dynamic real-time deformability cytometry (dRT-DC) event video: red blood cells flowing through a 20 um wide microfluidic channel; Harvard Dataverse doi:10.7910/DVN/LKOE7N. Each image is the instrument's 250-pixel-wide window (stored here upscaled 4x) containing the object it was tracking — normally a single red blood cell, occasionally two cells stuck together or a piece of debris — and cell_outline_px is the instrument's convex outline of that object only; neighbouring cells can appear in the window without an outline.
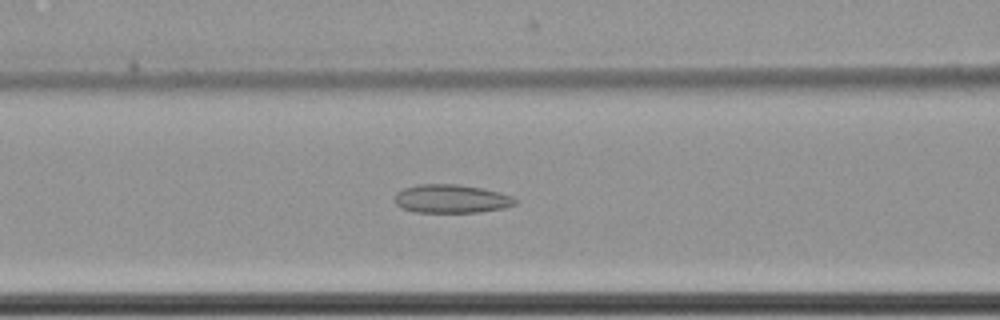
{"species": "common noctule bat (a hibernating species)", "species_latin": "Nyctalus noctula", "temperature_condition": "cold", "stored_images_in_passage": 62, "camera_frame_rate_fps": 3000, "um_per_image_px": 0.085, "animal": {"sex": "female", "body_mass_g": 22.7, "forearm_length_mm": 54.2}, "frame": {"image": 1, "passage_image": 28, "time_ms": 9.0, "image_size_px": [1000, 320], "cell_outline_px": [[516, 204], [504, 208], [480, 212], [416, 212], [400, 208], [396, 204], [396, 192], [404, 188], [420, 184], [456, 184], [480, 188], [500, 192], [512, 196], [516, 200]], "centroid_in_image_um": [38.36, 16.9], "position_along_channel_um": 128.2, "area_um2": 19.94}}
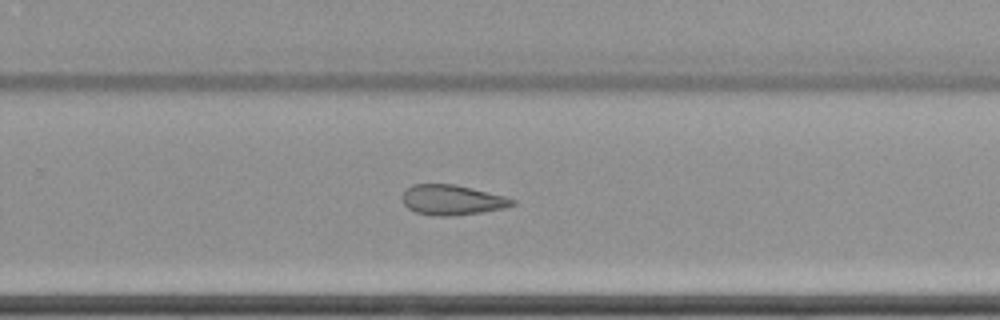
{"frame": {"image": 2, "passage_image": 42, "time_ms": 13.667, "image_size_px": [1000, 320], "cell_outline_px": [[516, 204], [504, 208], [484, 212], [448, 216], [436, 216], [416, 212], [408, 208], [404, 204], [404, 192], [412, 184], [456, 184], [504, 196], [516, 200]], "centroid_in_image_um": [38.46, 16.99], "position_along_channel_um": 291.3, "area_um2": 19.19}}
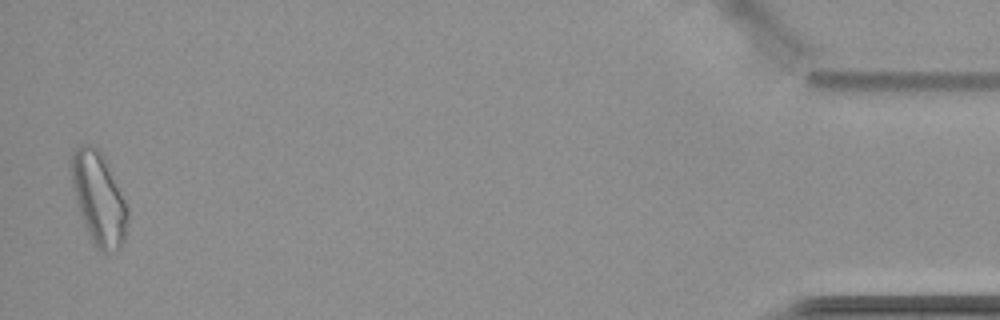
{"frame": {"image": 3, "passage_image": 61, "time_ms": 20.0, "image_size_px": [1000, 320], "cell_outline_px": [[128, 220], [124, 240], [120, 248], [116, 252], [104, 256], [96, 248], [88, 236], [80, 216], [76, 204], [72, 184], [72, 152], [80, 144], [92, 144], [100, 148], [104, 156], [128, 208]], "centroid_in_image_um": [8.39, 16.94], "position_along_channel_um": 426.8, "area_um2": 30.81}, "authors_computed_cell_mechanics": {"area_um2": 24.1315, "velocity_mm_per_s": 3.4969, "shape_relaxation_time_tau1_ms": null, "shape_relaxation_time_tau2_ms": 2.7067, "deformation_change_tau1": null, "deformation_change_tau2": 0.0879}}